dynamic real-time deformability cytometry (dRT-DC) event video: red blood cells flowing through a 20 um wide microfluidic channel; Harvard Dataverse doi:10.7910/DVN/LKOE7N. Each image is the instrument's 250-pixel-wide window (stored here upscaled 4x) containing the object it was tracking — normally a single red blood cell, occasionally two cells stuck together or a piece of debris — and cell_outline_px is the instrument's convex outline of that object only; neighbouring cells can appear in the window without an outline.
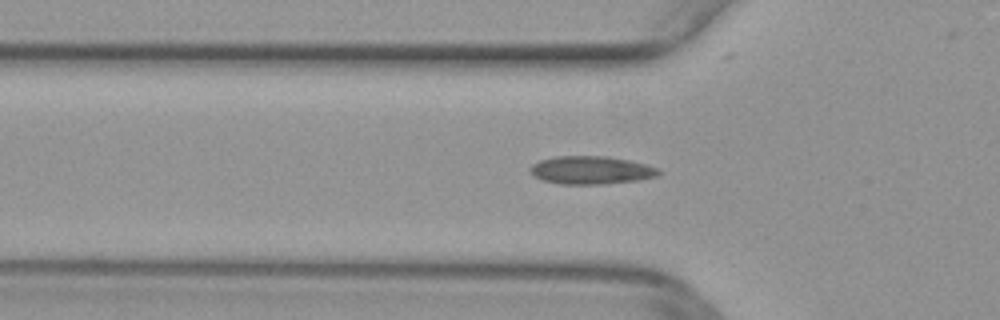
{"species": "common noctule bat (a hibernating species)", "species_latin": "Nyctalus noctula", "temperature_condition": "warm", "stored_images_in_passage": 42, "camera_frame_rate_fps": 3000, "um_per_image_px": 0.085, "animal": {"sex": "female", "body_mass_g": 29.2, "forearm_length_mm": 56.3}, "frame": {"image": 1, "passage_image": 7, "time_ms": 2.0, "image_size_px": [1000, 320], "cell_outline_px": [[660, 172], [656, 176], [636, 180], [600, 184], [560, 184], [544, 180], [528, 172], [528, 168], [532, 164], [540, 160], [556, 156], [608, 156], [628, 160], [644, 164], [656, 168]], "centroid_in_image_um": [50.17, 14.45], "position_along_channel_um": 75.6, "area_um2": 20.75}}
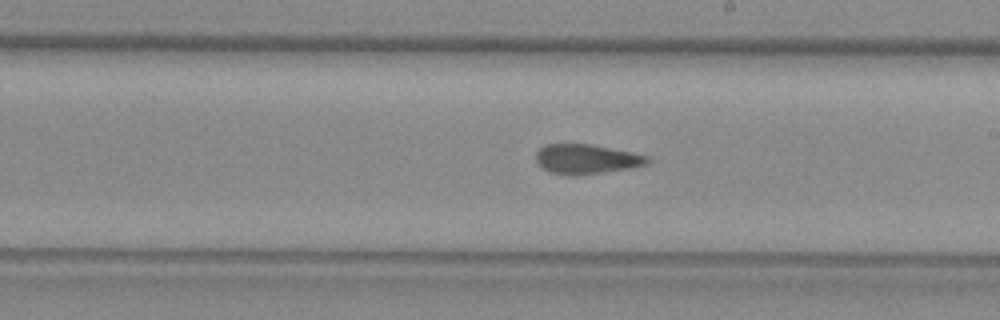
{"frame": {"image": 2, "passage_image": 19, "time_ms": 6.0, "image_size_px": [1000, 320], "cell_outline_px": [[652, 160], [648, 164], [632, 168], [572, 176], [568, 176], [552, 172], [544, 168], [536, 160], [536, 152], [544, 144], [588, 144], [632, 152], [648, 156]], "centroid_in_image_um": [49.88, 13.52], "position_along_channel_um": 239.1, "area_um2": 19.19}}
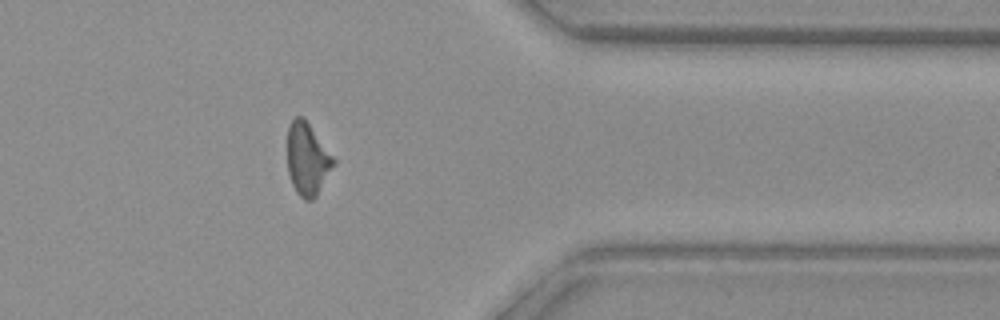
{"frame": {"image": 3, "passage_image": 31, "time_ms": 10.0, "image_size_px": [1000, 320], "cell_outline_px": [[336, 164], [316, 196], [312, 200], [304, 200], [296, 192], [292, 184], [288, 172], [288, 124], [296, 116], [304, 116], [336, 160]], "centroid_in_image_um": [26.14, 13.51], "position_along_channel_um": 385.3, "area_um2": 19.65}}